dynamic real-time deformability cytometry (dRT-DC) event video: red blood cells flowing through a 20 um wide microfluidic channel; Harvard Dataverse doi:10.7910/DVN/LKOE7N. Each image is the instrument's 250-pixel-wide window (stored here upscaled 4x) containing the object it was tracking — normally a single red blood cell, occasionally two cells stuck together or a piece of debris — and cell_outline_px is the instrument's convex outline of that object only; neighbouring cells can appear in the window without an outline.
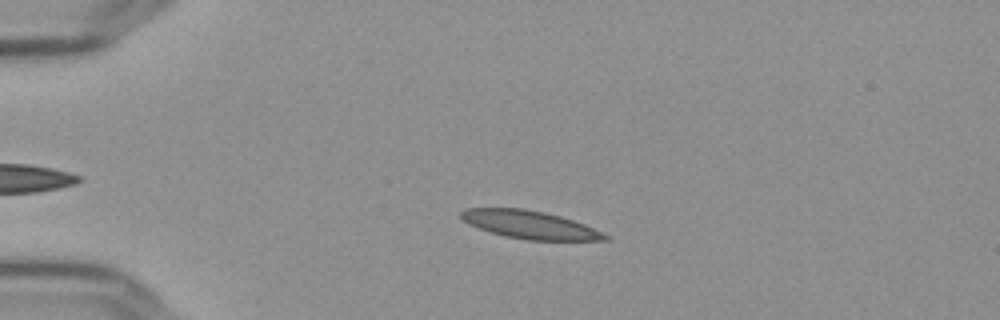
{"species": "Egyptian fruit bat (a non-hibernating species)", "species_latin": "Rousettus aegyptiacus", "temperature_condition": "cold", "stored_images_in_passage": 44, "camera_frame_rate_fps": 3000, "um_per_image_px": 0.085, "frame": {"image": 1, "passage_image": 13, "time_ms": 4.0, "image_size_px": [1000, 320], "cell_outline_px": [[608, 240], [528, 240], [508, 236], [492, 232], [468, 224], [460, 216], [460, 212], [468, 208], [524, 208], [544, 212], [560, 216], [584, 224], [608, 236]], "centroid_in_image_um": [45.01, 19.09], "position_along_channel_um": 40.0, "area_um2": 23.0}}
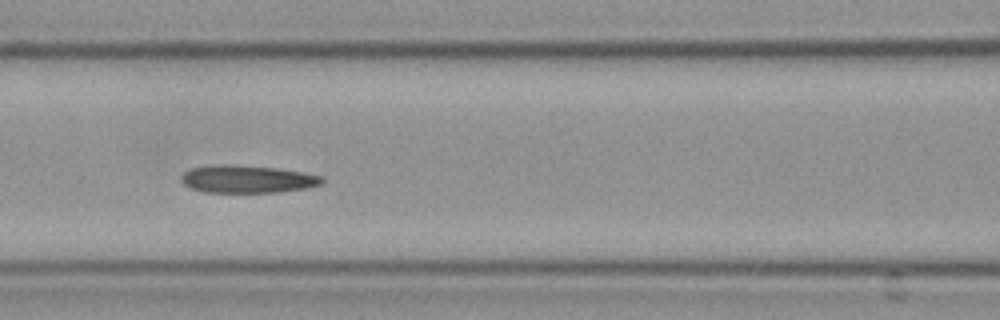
{"frame": {"image": 2, "passage_image": 25, "time_ms": 8.0, "image_size_px": [1000, 320], "cell_outline_px": [[324, 184], [308, 188], [280, 192], [204, 192], [192, 188], [184, 184], [180, 180], [180, 176], [184, 172], [192, 168], [216, 164], [224, 164], [276, 168], [300, 172], [320, 176], [324, 180]], "centroid_in_image_um": [21.01, 15.23], "position_along_channel_um": 145.6, "area_um2": 22.6}}
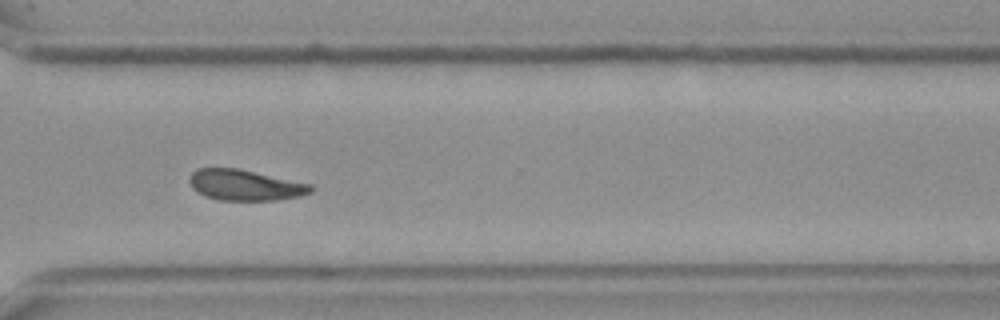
{"frame": {"image": 3, "passage_image": 42, "time_ms": 13.667, "image_size_px": [1000, 320], "cell_outline_px": [[312, 192], [300, 196], [276, 200], [220, 200], [204, 196], [196, 192], [192, 188], [188, 180], [192, 172], [196, 168], [240, 168], [312, 184]], "centroid_in_image_um": [20.81, 15.72], "position_along_channel_um": 349.8, "area_um2": 22.02}, "authors_computed_cell_mechanics": {"area_um2": 22.9755, "velocity_mm_per_s": 3.6052, "shape_relaxation_time_tau1_ms": null, "shape_relaxation_time_tau2_ms": 2.8899, "deformation_change_tau1": null, "deformation_change_tau2": 0.0712}}